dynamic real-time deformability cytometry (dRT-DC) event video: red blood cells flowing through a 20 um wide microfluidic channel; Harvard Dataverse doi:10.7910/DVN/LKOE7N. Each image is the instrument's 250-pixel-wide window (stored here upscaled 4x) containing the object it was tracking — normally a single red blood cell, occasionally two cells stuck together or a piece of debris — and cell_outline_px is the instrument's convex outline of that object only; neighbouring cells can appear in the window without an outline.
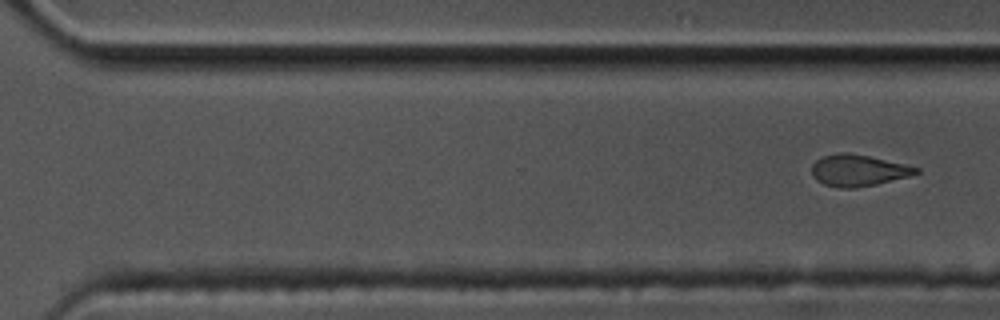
{"species": "common noctule bat (a hibernating species)", "species_latin": "Nyctalus noctula", "temperature_condition": "cold", "stored_images_in_passage": 10, "camera_frame_rate_fps": 3000, "um_per_image_px": 0.085, "animal": {"sex": "male", "body_mass_g": 17.5, "forearm_length_mm": 52.3}, "frame": {"image": 1, "passage_image": 10, "time_ms": 3.0, "image_size_px": [1000, 320], "cell_outline_px": [[920, 172], [908, 176], [876, 184], [856, 188], [840, 188], [824, 184], [816, 180], [812, 176], [812, 164], [816, 160], [824, 156], [840, 152], [848, 152], [868, 156], [904, 164], [920, 168]], "centroid_in_image_um": [72.92, 14.48], "position_along_channel_um": 297.7, "area_um2": 19.02}}